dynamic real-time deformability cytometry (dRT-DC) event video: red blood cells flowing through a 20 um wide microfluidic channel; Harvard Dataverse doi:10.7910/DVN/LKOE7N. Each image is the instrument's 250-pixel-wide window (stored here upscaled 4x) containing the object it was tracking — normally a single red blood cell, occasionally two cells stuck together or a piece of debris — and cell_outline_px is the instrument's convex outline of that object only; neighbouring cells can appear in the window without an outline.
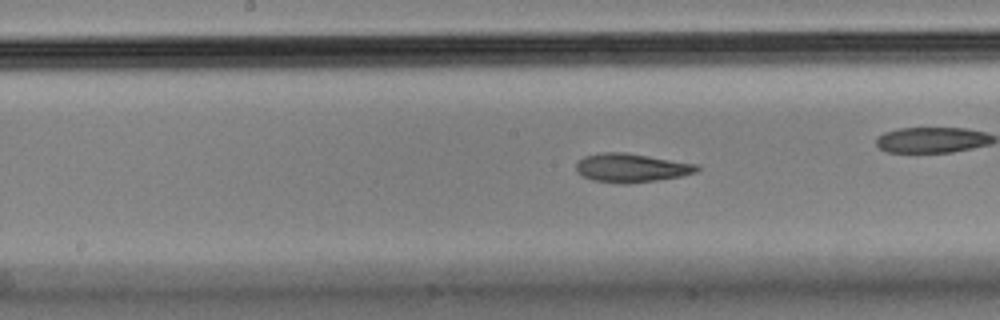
{"species": "Egyptian fruit bat (a non-hibernating species)", "species_latin": "Rousettus aegyptiacus", "temperature_condition": "cold", "stored_images_in_passage": 52, "camera_frame_rate_fps": 3000, "um_per_image_px": 0.085, "animal": {"sex": "male"}, "frame": {"image": 1, "passage_image": 23, "time_ms": 7.333, "image_size_px": [1000, 320], "cell_outline_px": [[700, 168], [696, 172], [680, 176], [656, 180], [628, 184], [620, 184], [592, 180], [584, 176], [576, 168], [576, 164], [584, 156], [604, 152], [624, 152], [700, 164]], "centroid_in_image_um": [53.7, 14.26], "position_along_channel_um": 194.5, "area_um2": 20.17}, "authors_computed_cell_mechanics": {"area_um2": 20.1722, "velocity_mm_per_s": 3.5731, "shape_relaxation_time_tau1_ms": null, "shape_relaxation_time_tau2_ms": 3.6399, "deformation_change_tau1": null, "deformation_change_tau2": 0.1272}}